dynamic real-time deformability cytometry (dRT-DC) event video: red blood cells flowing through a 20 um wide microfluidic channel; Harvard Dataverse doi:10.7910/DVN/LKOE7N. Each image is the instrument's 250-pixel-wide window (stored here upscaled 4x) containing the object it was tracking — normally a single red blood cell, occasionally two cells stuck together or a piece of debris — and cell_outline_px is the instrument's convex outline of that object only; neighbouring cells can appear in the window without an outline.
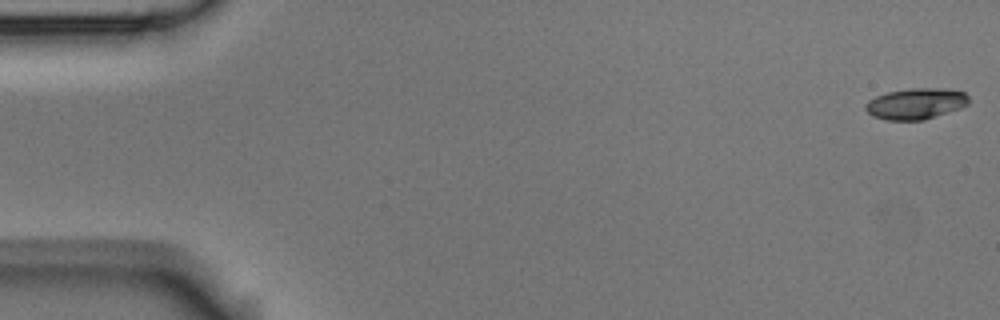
{"species": "Egyptian fruit bat (a non-hibernating species)", "species_latin": "Rousettus aegyptiacus", "temperature_condition": "room temperature", "stored_images_in_passage": 3, "camera_frame_rate_fps": 3000, "um_per_image_px": 0.085, "animal": {"sex": "male"}, "frame": {"image": 1, "passage_image": 1, "time_ms": 0.0, "image_size_px": [1000, 320], "cell_outline_px": [[968, 104], [960, 108], [924, 120], [884, 120], [872, 116], [864, 108], [864, 104], [868, 100], [876, 96], [888, 92], [912, 88], [936, 88], [964, 92], [968, 96]], "centroid_in_image_um": [77.8, 8.82], "position_along_channel_um": 7.2, "area_um2": 18.61}}